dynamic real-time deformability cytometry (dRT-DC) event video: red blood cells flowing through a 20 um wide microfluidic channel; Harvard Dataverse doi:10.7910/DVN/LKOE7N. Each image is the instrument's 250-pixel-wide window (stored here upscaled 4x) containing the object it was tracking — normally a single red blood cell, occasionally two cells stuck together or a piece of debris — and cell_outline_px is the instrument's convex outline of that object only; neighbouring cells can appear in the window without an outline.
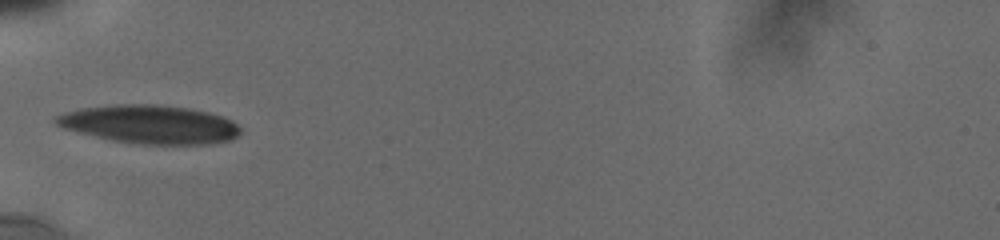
{"species": "human", "species_latin": "Homo sapiens", "temperature_condition": "cold", "stored_images_in_passage": 2, "camera_frame_rate_fps": 3000, "um_per_image_px": 0.085, "donor": {"sex": "male"}, "frame": {"image": 1, "passage_image": 1, "time_ms": 0.0, "image_size_px": [1000, 240], "cell_outline_px": [[240, 132], [236, 136], [228, 140], [208, 144], [144, 144], [112, 140], [64, 128], [56, 124], [52, 120], [56, 116], [64, 112], [80, 108], [116, 104], [156, 104], [188, 108], [208, 112], [224, 116], [232, 120], [240, 128]], "centroid_in_image_um": [12.73, 10.55], "position_along_channel_um": 72.3, "area_um2": 41.15}}